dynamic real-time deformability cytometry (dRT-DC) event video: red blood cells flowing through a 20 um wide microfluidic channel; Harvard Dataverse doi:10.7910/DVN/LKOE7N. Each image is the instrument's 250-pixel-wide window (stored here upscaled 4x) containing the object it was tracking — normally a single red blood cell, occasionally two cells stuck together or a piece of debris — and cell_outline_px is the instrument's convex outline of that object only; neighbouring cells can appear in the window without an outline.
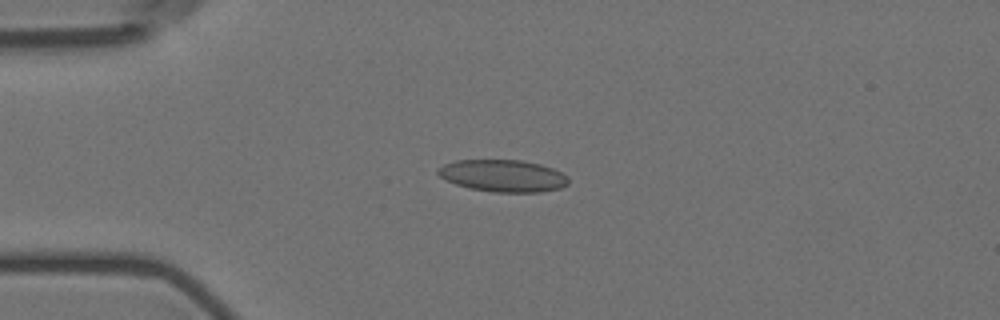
{"species": "Egyptian fruit bat (a non-hibernating species)", "species_latin": "Rousettus aegyptiacus", "temperature_condition": "room temperature", "stored_images_in_passage": 3, "camera_frame_rate_fps": 3000, "um_per_image_px": 0.085, "animal": {"sex": "female"}, "frame": {"image": 1, "passage_image": 3, "time_ms": 2.333, "image_size_px": [1000, 320], "cell_outline_px": [[568, 184], [560, 188], [540, 192], [492, 192], [468, 188], [456, 184], [440, 176], [436, 172], [436, 168], [444, 164], [456, 160], [520, 160], [540, 164], [552, 168], [568, 176]], "centroid_in_image_um": [42.74, 14.94], "position_along_channel_um": 42.3, "area_um2": 24.39}}